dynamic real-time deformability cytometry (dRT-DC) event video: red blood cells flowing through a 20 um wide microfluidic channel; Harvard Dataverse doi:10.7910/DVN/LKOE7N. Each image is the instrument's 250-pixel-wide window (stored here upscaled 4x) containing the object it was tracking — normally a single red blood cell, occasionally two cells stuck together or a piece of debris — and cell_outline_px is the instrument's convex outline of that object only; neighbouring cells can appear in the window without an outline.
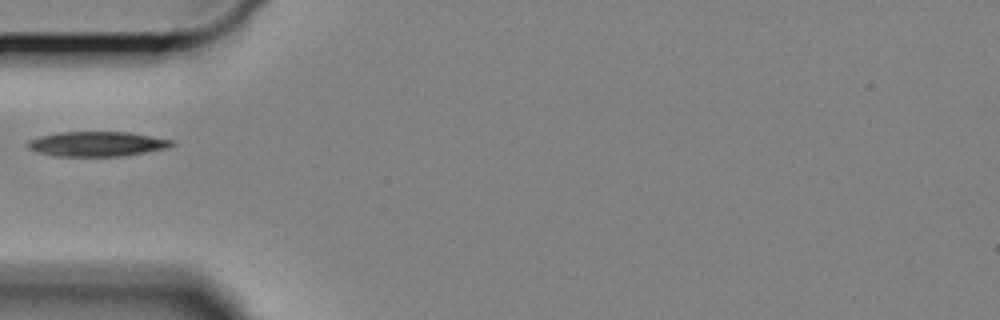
{"species": "Egyptian fruit bat (a non-hibernating species)", "species_latin": "Rousettus aegyptiacus", "temperature_condition": "cold", "stored_images_in_passage": 41, "camera_frame_rate_fps": 3000, "um_per_image_px": 0.085, "animal": {"sex": "female"}, "frame": {"image": 1, "passage_image": 1, "time_ms": 0.0, "image_size_px": [1000, 320], "cell_outline_px": [[176, 144], [168, 148], [120, 156], [56, 156], [40, 152], [28, 148], [28, 140], [40, 136], [60, 132], [128, 132], [176, 140]], "centroid_in_image_um": [8.3, 12.23], "position_along_channel_um": 76.7, "area_um2": 20.75}}
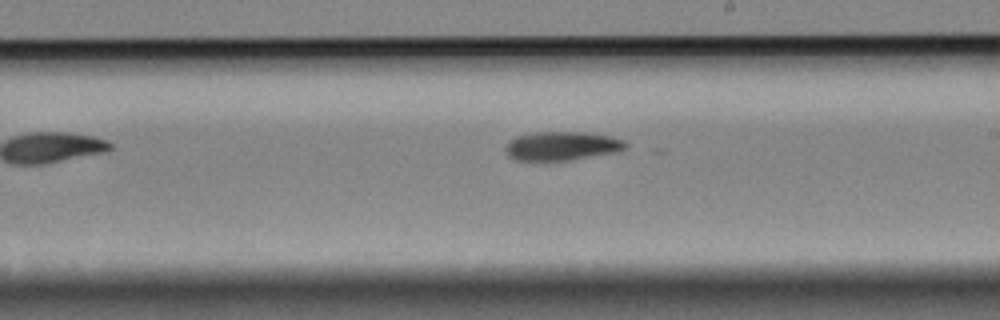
{"frame": {"image": 2, "passage_image": 16, "time_ms": 5.0, "image_size_px": [1000, 320], "cell_outline_px": [[628, 148], [612, 152], [568, 160], [516, 160], [508, 156], [508, 144], [516, 136], [536, 132], [584, 132], [608, 136], [624, 140], [628, 144]], "centroid_in_image_um": [47.79, 12.39], "position_along_channel_um": 241.2, "area_um2": 19.65}}
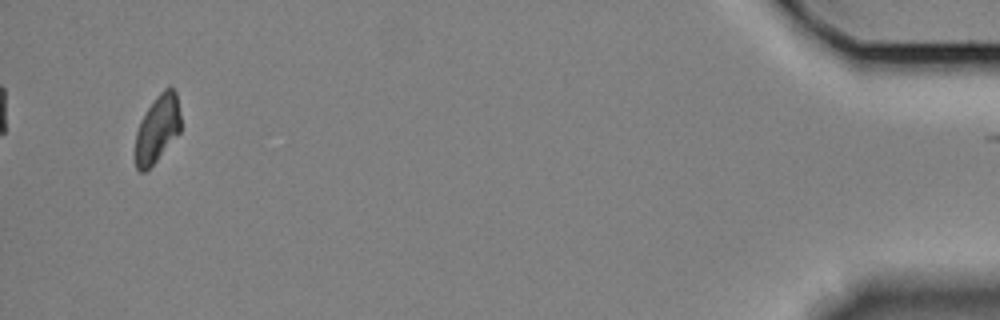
{"frame": {"image": 3, "passage_image": 40, "time_ms": 13.0, "image_size_px": [1000, 320], "cell_outline_px": [[180, 132], [156, 160], [144, 172], [140, 172], [136, 168], [136, 132], [140, 120], [156, 96], [168, 84], [172, 84], [176, 92], [180, 116]], "centroid_in_image_um": [13.38, 10.88], "position_along_channel_um": 421.8, "area_um2": 17.69}}